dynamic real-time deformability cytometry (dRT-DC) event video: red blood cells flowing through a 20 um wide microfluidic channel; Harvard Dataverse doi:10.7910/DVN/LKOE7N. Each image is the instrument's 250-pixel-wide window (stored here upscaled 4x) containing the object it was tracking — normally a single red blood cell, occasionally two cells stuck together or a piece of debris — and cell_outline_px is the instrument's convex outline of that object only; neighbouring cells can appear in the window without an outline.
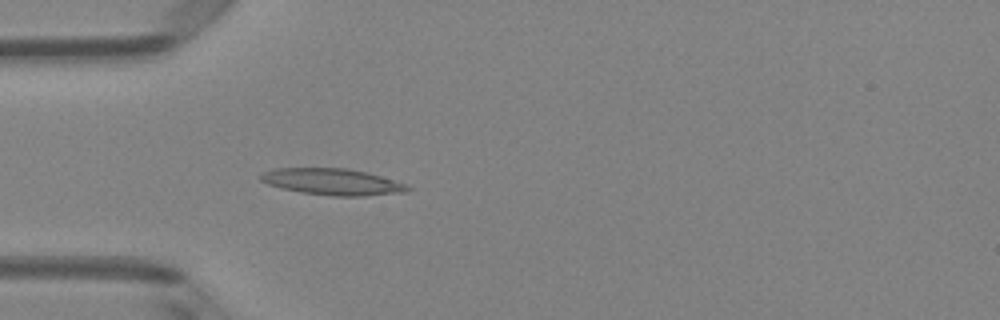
{"species": "Egyptian fruit bat (a non-hibernating species)", "species_latin": "Rousettus aegyptiacus", "temperature_condition": "room temperature", "stored_images_in_passage": 5, "camera_frame_rate_fps": 3000, "um_per_image_px": 0.085, "animal": {"sex": "female"}, "frame": {"image": 1, "passage_image": 5, "time_ms": 1.333, "image_size_px": [1000, 320], "cell_outline_px": [[412, 188], [408, 192], [364, 196], [332, 196], [300, 192], [280, 188], [268, 184], [260, 180], [260, 176], [264, 172], [276, 168], [348, 168], [380, 176], [408, 184]], "centroid_in_image_um": [28.28, 15.46], "position_along_channel_um": 56.7, "area_um2": 22.72}}